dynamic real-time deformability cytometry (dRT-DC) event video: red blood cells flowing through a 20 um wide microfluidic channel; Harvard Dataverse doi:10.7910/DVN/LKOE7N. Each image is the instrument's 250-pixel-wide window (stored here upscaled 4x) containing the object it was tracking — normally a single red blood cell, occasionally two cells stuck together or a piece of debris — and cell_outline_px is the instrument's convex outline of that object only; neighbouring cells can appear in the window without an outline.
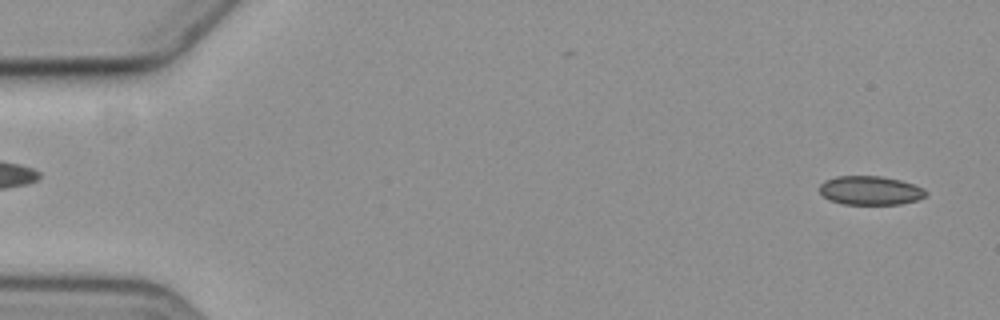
{"species": "common noctule bat (a hibernating species)", "species_latin": "Nyctalus noctula", "temperature_condition": "cold", "stored_images_in_passage": 5, "segment_of_instrument_passage": [2, 2], "camera_frame_rate_fps": 3000, "um_per_image_px": 0.085, "animal": {"sex": "female", "body_mass_g": 19.3, "forearm_length_mm": 54.1}, "frame": {"image": 1, "passage_image": 5, "time_ms": 5.667, "image_size_px": [1000, 320], "cell_outline_px": [[928, 192], [924, 196], [916, 200], [900, 204], [844, 204], [828, 200], [820, 192], [820, 184], [824, 180], [836, 176], [880, 176], [900, 180], [924, 188]], "centroid_in_image_um": [73.95, 16.18], "position_along_channel_um": 11.1, "area_um2": 17.86}}